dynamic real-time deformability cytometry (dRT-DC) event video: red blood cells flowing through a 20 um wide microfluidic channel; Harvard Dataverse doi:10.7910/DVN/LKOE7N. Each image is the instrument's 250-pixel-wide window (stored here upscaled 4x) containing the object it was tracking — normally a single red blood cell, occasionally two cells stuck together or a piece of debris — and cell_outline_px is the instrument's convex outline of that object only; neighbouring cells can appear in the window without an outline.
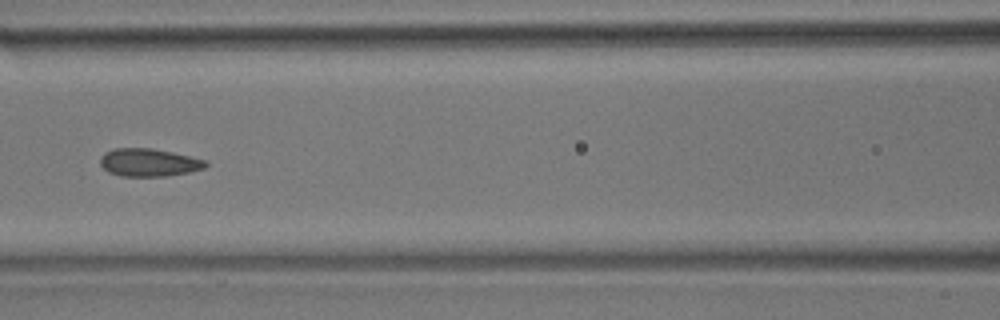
{"species": "common noctule bat (a hibernating species)", "species_latin": "Nyctalus noctula", "temperature_condition": "room temperature", "stored_images_in_passage": 9, "camera_frame_rate_fps": 3000, "um_per_image_px": 0.085, "animal": {"sex": "male", "body_mass_g": 17.9}, "frame": {"image": 1, "passage_image": 6, "time_ms": 6.667, "image_size_px": [1000, 320], "cell_outline_px": [[208, 164], [204, 168], [188, 172], [164, 176], [120, 176], [108, 172], [100, 164], [100, 156], [104, 152], [112, 148], [152, 148], [172, 152], [204, 160]], "centroid_in_image_um": [12.59, 13.8], "position_along_channel_um": 154.0, "area_um2": 17.05}}
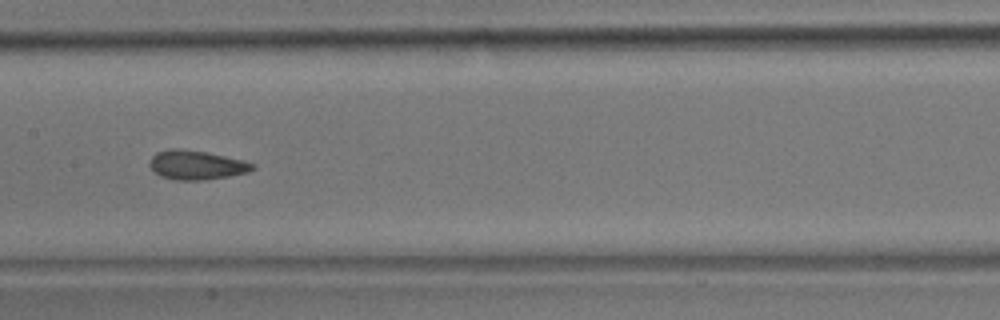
{"frame": {"image": 2, "passage_image": 7, "time_ms": 7.667, "image_size_px": [1000, 320], "cell_outline_px": [[256, 168], [248, 172], [228, 176], [204, 180], [176, 180], [160, 176], [148, 164], [152, 156], [156, 152], [172, 148], [176, 148], [204, 152], [224, 156], [256, 164]], "centroid_in_image_um": [16.68, 14.03], "position_along_channel_um": 190.7, "area_um2": 17.28}}
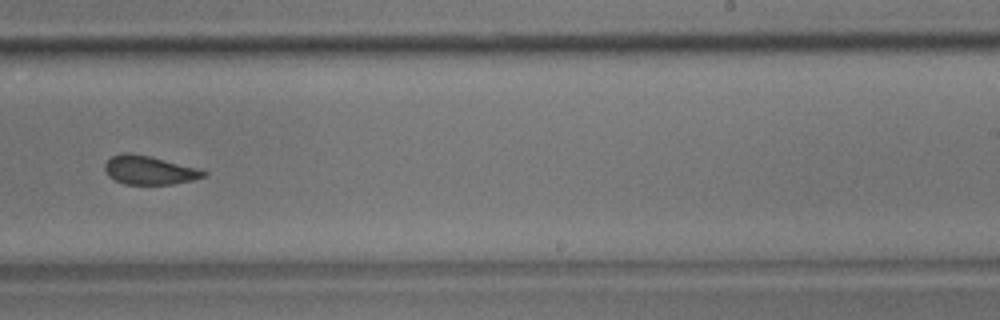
{"frame": {"image": 3, "passage_image": 9, "time_ms": 10.0, "image_size_px": [1000, 320], "cell_outline_px": [[208, 172], [204, 176], [192, 180], [172, 184], [124, 184], [108, 176], [104, 168], [104, 164], [112, 156], [124, 152], [128, 152], [148, 156], [196, 168]], "centroid_in_image_um": [12.64, 14.47], "position_along_channel_um": 276.4, "area_um2": 16.18}}